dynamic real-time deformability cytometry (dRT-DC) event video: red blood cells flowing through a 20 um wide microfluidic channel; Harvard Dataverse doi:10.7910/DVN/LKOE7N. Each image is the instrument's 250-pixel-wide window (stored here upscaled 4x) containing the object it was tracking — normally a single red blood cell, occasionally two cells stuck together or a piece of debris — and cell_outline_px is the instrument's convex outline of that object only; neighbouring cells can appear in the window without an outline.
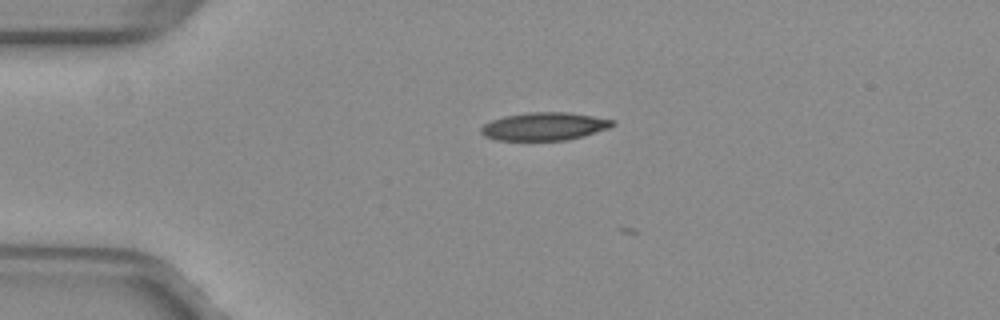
{"species": "common noctule bat (a hibernating species)", "species_latin": "Nyctalus noctula", "temperature_condition": "warm", "stored_images_in_passage": 2, "camera_frame_rate_fps": 3000, "um_per_image_px": 0.085, "animal": {"sex": "female", "body_mass_g": 29.2, "forearm_length_mm": 56.3}, "frame": {"image": 1, "passage_image": 1, "time_ms": 0.0, "image_size_px": [1000, 320], "cell_outline_px": [[616, 124], [608, 128], [584, 136], [564, 140], [496, 140], [484, 136], [480, 132], [480, 128], [484, 124], [492, 120], [504, 116], [528, 112], [568, 112], [616, 120]], "centroid_in_image_um": [46.26, 10.74], "position_along_channel_um": 38.7, "area_um2": 21.44}}